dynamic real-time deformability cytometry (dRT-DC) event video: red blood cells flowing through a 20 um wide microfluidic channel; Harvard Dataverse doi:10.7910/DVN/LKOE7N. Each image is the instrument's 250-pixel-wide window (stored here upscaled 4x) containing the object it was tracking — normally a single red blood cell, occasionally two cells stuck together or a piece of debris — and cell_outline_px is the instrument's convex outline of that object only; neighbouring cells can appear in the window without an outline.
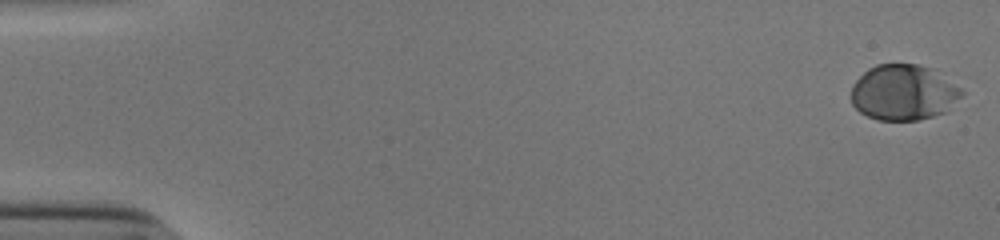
{"species": "human", "species_latin": "Homo sapiens", "temperature_condition": "cold", "stored_images_in_passage": 51, "camera_frame_rate_fps": 3000, "um_per_image_px": 0.085, "donor": {"sex": "male"}, "frame": {"image": 1, "passage_image": 1, "time_ms": 0.0, "image_size_px": [1000, 240], "cell_outline_px": [[964, 96], [948, 112], [916, 120], [880, 120], [868, 116], [860, 112], [852, 104], [852, 84], [868, 68], [876, 64], [920, 64], [932, 68], [960, 88], [964, 92]], "centroid_in_image_um": [76.83, 7.86], "position_along_channel_um": 8.2, "area_um2": 36.07}}
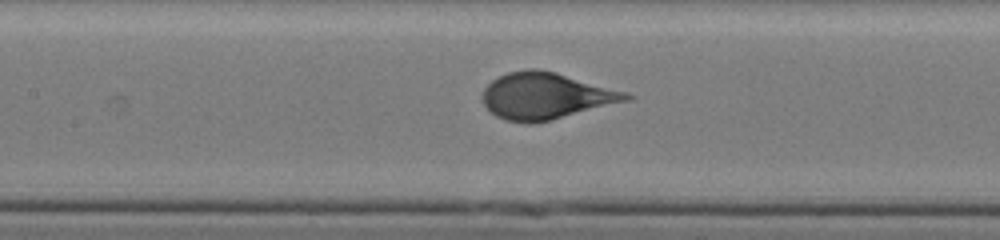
{"frame": {"image": 2, "passage_image": 26, "time_ms": 8.333, "image_size_px": [1000, 240], "cell_outline_px": [[636, 96], [632, 100], [552, 120], [528, 124], [504, 120], [496, 116], [484, 104], [484, 88], [492, 80], [508, 72], [528, 68], [536, 68], [556, 72], [628, 92]], "centroid_in_image_um": [46.46, 8.16], "position_along_channel_um": 160.9, "area_um2": 39.19}}
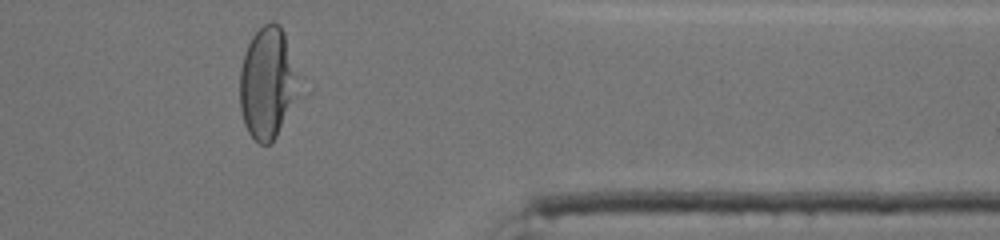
{"frame": {"image": 3, "passage_image": 45, "time_ms": 14.667, "image_size_px": [1000, 240], "cell_outline_px": [[296, 72], [292, 96], [276, 136], [272, 144], [260, 144], [248, 132], [244, 124], [240, 108], [240, 68], [248, 44], [252, 36], [264, 24], [272, 20], [280, 24], [284, 32]], "centroid_in_image_um": [22.64, 7.01], "position_along_channel_um": 388.8, "area_um2": 36.53}, "authors_computed_cell_mechanics": {"area_um2": 37.5122, "velocity_mm_per_s": 3.8219, "shape_relaxation_time_tau1_ms": 5.3134, "shape_relaxation_time_tau2_ms": null, "deformation_change_tau1": 0.2153, "deformation_change_tau2": null}}